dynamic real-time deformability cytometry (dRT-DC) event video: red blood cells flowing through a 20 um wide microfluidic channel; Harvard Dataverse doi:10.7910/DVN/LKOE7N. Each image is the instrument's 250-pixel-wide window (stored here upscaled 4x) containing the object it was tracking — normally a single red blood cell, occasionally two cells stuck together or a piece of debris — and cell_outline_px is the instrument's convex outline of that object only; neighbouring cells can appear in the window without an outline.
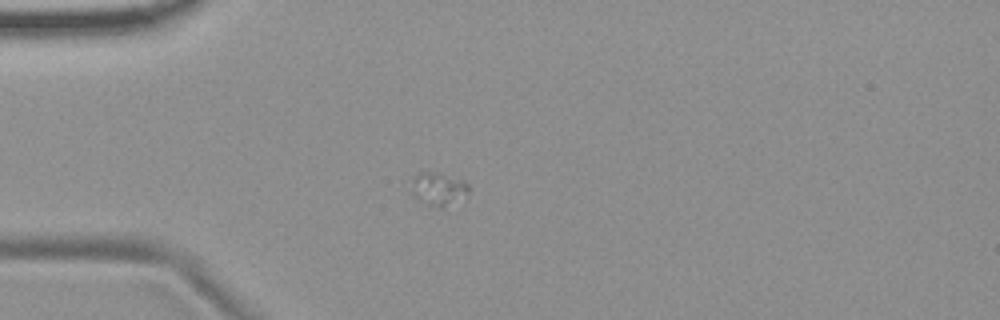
{"species": "common noctule bat (a hibernating species)", "species_latin": "Nyctalus noctula", "temperature_condition": "room temperature", "stored_images_in_passage": 5, "camera_frame_rate_fps": 3000, "um_per_image_px": 0.085, "animal": {"sex": "female", "body_mass_g": 19.9}, "frame": {"image": 1, "passage_image": 1, "time_ms": 0.0, "image_size_px": [1000, 320], "cell_outline_px": [[468, 192], [444, 208], [440, 208], [416, 196], [412, 192], [412, 176], [420, 172], [440, 172], [464, 180], [468, 184]], "centroid_in_image_um": [37.27, 15.99], "position_along_channel_um": 47.7, "area_um2": 10.64}}